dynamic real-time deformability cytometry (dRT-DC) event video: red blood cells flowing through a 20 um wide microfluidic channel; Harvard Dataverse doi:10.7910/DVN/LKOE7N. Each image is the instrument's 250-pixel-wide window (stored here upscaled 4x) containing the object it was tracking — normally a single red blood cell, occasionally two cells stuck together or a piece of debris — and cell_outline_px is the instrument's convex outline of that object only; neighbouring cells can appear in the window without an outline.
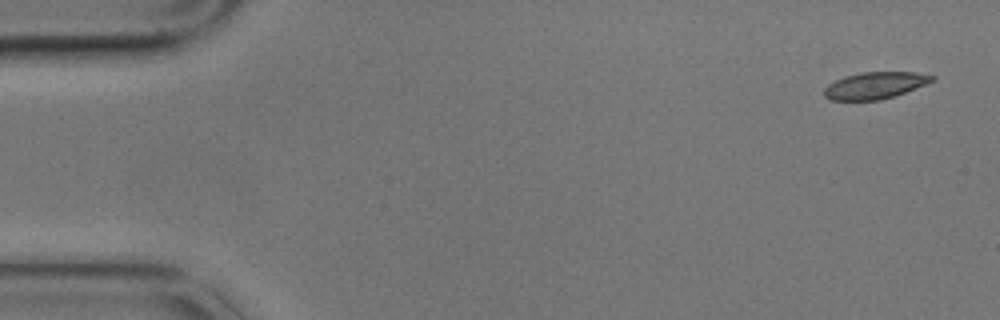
{"species": "common noctule bat (a hibernating species)", "species_latin": "Nyctalus noctula", "temperature_condition": "cold", "stored_images_in_passage": 3, "camera_frame_rate_fps": 3000, "um_per_image_px": 0.085, "animal": {"sex": "male", "body_mass_g": 17.9}, "frame": {"image": 1, "passage_image": 1, "time_ms": 0.0, "image_size_px": [1000, 320], "cell_outline_px": [[936, 80], [904, 92], [880, 100], [828, 100], [824, 96], [824, 88], [828, 84], [844, 76], [864, 72], [916, 72], [936, 76]], "centroid_in_image_um": [74.36, 7.26], "position_along_channel_um": 10.6, "area_um2": 16.76}}